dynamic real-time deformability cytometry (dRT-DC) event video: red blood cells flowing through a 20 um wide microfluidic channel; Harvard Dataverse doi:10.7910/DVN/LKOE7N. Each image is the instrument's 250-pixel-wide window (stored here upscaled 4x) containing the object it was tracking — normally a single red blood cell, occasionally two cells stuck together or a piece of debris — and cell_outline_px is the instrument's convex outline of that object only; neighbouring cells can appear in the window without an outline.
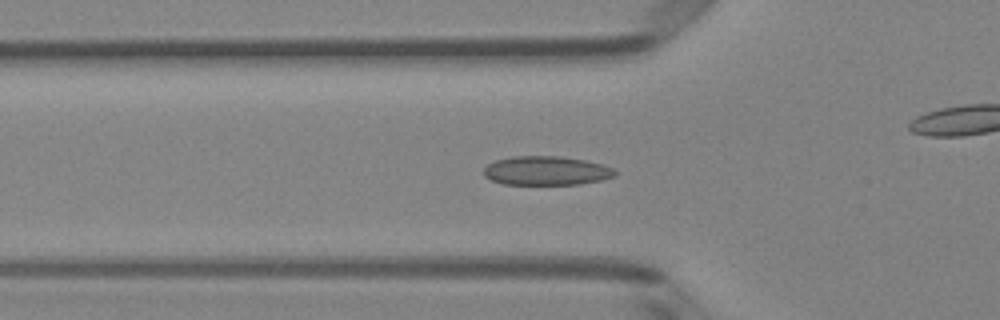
{"species": "Egyptian fruit bat (a non-hibernating species)", "species_latin": "Rousettus aegyptiacus", "temperature_condition": "room temperature", "stored_images_in_passage": 42, "camera_frame_rate_fps": 3000, "um_per_image_px": 0.085, "animal": {"sex": "female"}, "frame": {"image": 1, "passage_image": 8, "time_ms": 2.333, "image_size_px": [1000, 320], "cell_outline_px": [[616, 176], [600, 180], [580, 184], [504, 184], [492, 180], [484, 176], [484, 168], [488, 164], [496, 160], [512, 156], [560, 156], [584, 160], [604, 164], [612, 168], [616, 172]], "centroid_in_image_um": [46.44, 14.5], "position_along_channel_um": 79.4, "area_um2": 22.14}}
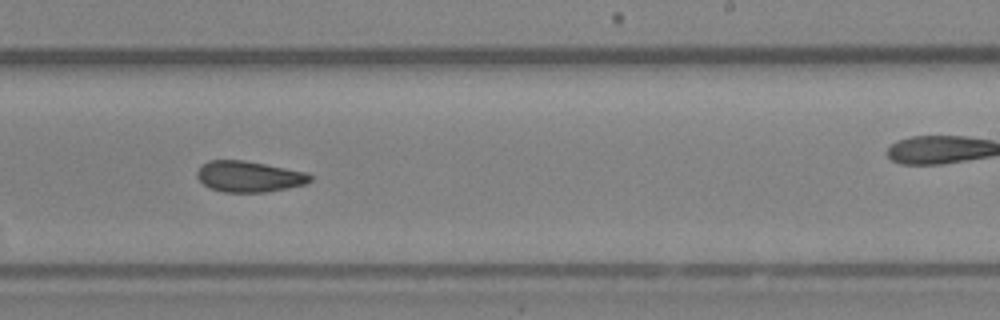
{"frame": {"image": 2, "passage_image": 22, "time_ms": 7.0, "image_size_px": [1000, 320], "cell_outline_px": [[312, 180], [308, 184], [264, 192], [224, 192], [208, 188], [196, 176], [196, 172], [200, 164], [208, 160], [244, 160], [308, 172], [312, 176]], "centroid_in_image_um": [21.16, 15.0], "position_along_channel_um": 267.8, "area_um2": 20.63}}
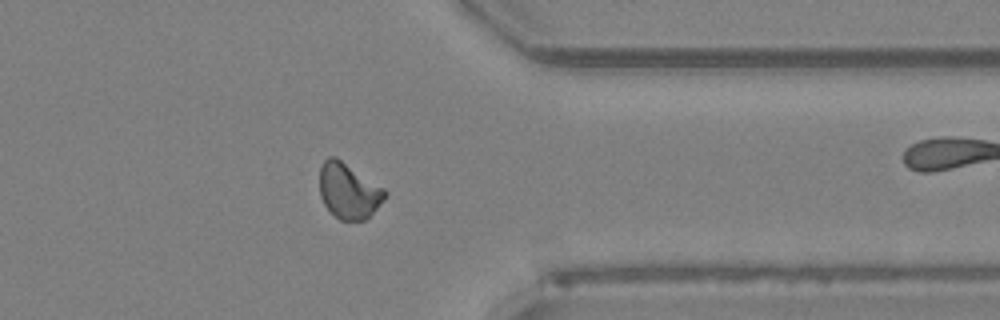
{"frame": {"image": 3, "passage_image": 31, "time_ms": 10.0, "image_size_px": [1000, 320], "cell_outline_px": [[388, 196], [364, 220], [340, 220], [324, 204], [320, 196], [320, 168], [324, 160], [328, 156], [336, 156], [384, 188], [388, 192]], "centroid_in_image_um": [29.63, 16.2], "position_along_channel_um": 381.8, "area_um2": 21.04}, "authors_computed_cell_mechanics": {"area_um2": 20.7213, "velocity_mm_per_s": 4.0586, "shape_relaxation_time_tau1_ms": null, "shape_relaxation_time_tau2_ms": 4.8798, "deformation_change_tau1": null, "deformation_change_tau2": 0.0846}}